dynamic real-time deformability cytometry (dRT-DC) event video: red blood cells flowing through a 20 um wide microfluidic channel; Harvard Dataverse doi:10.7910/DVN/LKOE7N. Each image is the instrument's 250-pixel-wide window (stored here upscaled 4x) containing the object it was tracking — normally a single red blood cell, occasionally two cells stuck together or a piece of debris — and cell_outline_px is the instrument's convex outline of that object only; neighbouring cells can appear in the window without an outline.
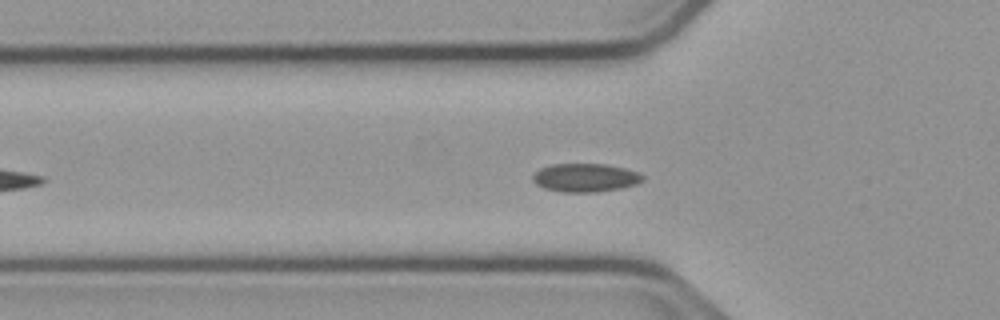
{"species": "common noctule bat (a hibernating species)", "species_latin": "Nyctalus noctula", "temperature_condition": "cold", "stored_images_in_passage": 45, "camera_frame_rate_fps": 3000, "um_per_image_px": 0.085, "animal": {"sex": "male", "body_mass_g": 23.1, "forearm_length_mm": 52.7}, "frame": {"image": 1, "passage_image": 11, "time_ms": 3.333, "image_size_px": [1000, 320], "cell_outline_px": [[644, 180], [636, 184], [620, 188], [596, 192], [560, 192], [544, 188], [536, 184], [532, 180], [532, 176], [540, 168], [552, 164], [608, 164], [640, 172], [644, 176]], "centroid_in_image_um": [49.76, 15.1], "position_along_channel_um": 76.0, "area_um2": 18.32}}
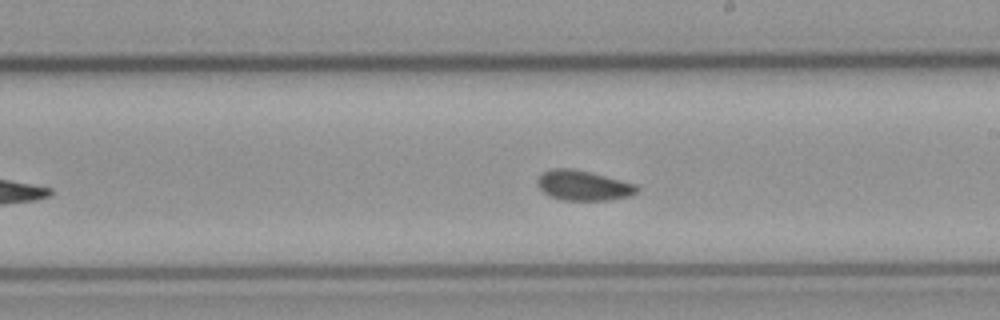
{"frame": {"image": 2, "passage_image": 24, "time_ms": 7.667, "image_size_px": [1000, 320], "cell_outline_px": [[640, 188], [632, 196], [608, 200], [560, 200], [548, 196], [536, 184], [536, 180], [544, 172], [552, 168], [572, 168], [636, 184]], "centroid_in_image_um": [49.56, 15.78], "position_along_channel_um": 239.4, "area_um2": 17.4}}
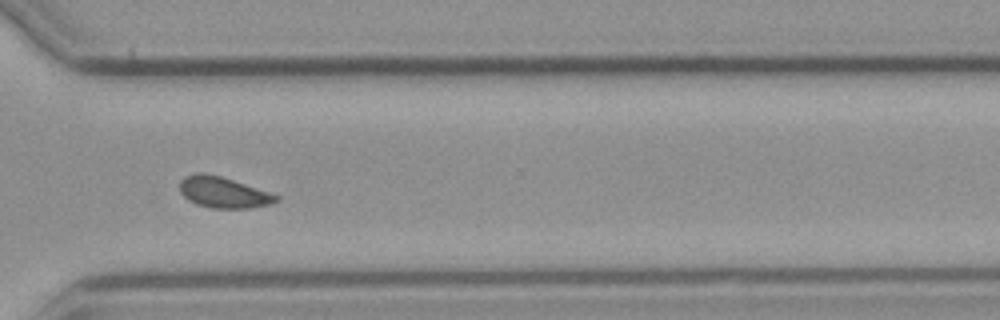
{"frame": {"image": 3, "passage_image": 33, "time_ms": 10.667, "image_size_px": [1000, 320], "cell_outline_px": [[280, 200], [272, 204], [248, 208], [212, 208], [196, 204], [188, 200], [180, 192], [180, 180], [184, 176], [196, 172], [204, 172], [220, 176], [280, 196]], "centroid_in_image_um": [18.96, 16.35], "position_along_channel_um": 351.6, "area_um2": 17.4}}